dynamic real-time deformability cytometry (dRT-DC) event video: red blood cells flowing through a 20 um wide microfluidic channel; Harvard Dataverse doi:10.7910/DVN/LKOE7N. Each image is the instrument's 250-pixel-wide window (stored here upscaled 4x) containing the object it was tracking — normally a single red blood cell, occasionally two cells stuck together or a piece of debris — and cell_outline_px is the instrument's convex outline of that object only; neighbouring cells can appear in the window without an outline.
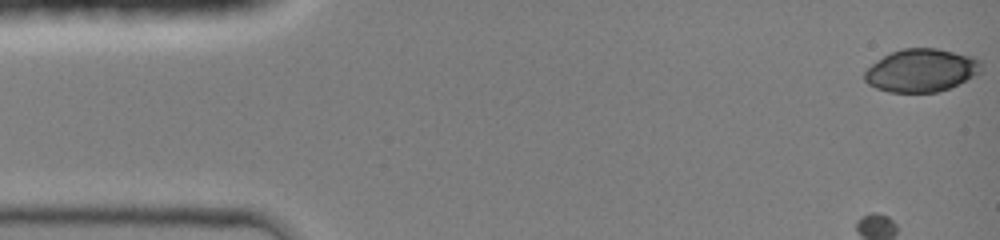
{"species": "common noctule bat (a hibernating species)", "species_latin": "Nyctalus noctula", "temperature_condition": "room temperature", "stored_images_in_passage": 44, "segment_of_instrument_passage": [1, 2], "camera_frame_rate_fps": 3000, "um_per_image_px": 0.085, "animal": {"sex": "female", "body_mass_g": 19.0, "forearm_length_mm": 51.5}, "frame": {"image": 1, "passage_image": 1, "time_ms": 0.0, "image_size_px": [1000, 240], "cell_outline_px": [[980, 72], [948, 88], [936, 92], [888, 92], [876, 88], [868, 84], [864, 80], [864, 72], [872, 64], [884, 56], [892, 52], [904, 48], [936, 48], [976, 56], [980, 60]], "centroid_in_image_um": [78.29, 5.97], "position_along_channel_um": 6.7, "area_um2": 28.96}}